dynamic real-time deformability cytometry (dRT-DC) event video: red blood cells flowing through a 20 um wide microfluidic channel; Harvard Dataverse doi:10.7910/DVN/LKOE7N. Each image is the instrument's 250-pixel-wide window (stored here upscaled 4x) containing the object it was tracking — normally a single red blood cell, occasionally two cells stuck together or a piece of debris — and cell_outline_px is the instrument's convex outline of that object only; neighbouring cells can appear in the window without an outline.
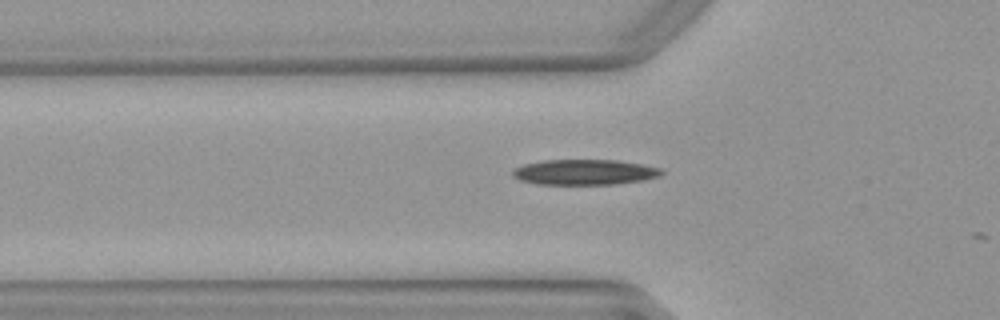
{"species": "Egyptian fruit bat (a non-hibernating species)", "species_latin": "Rousettus aegyptiacus", "temperature_condition": "warm", "stored_images_in_passage": 28, "camera_frame_rate_fps": 3000, "um_per_image_px": 0.085, "animal": {"sex": "female"}, "frame": {"image": 1, "passage_image": 3, "time_ms": 0.667, "image_size_px": [1000, 320], "cell_outline_px": [[664, 172], [660, 176], [644, 180], [616, 184], [536, 184], [520, 180], [512, 176], [512, 168], [524, 164], [544, 160], [616, 160], [664, 168]], "centroid_in_image_um": [49.69, 14.63], "position_along_channel_um": 76.1, "area_um2": 22.2}}
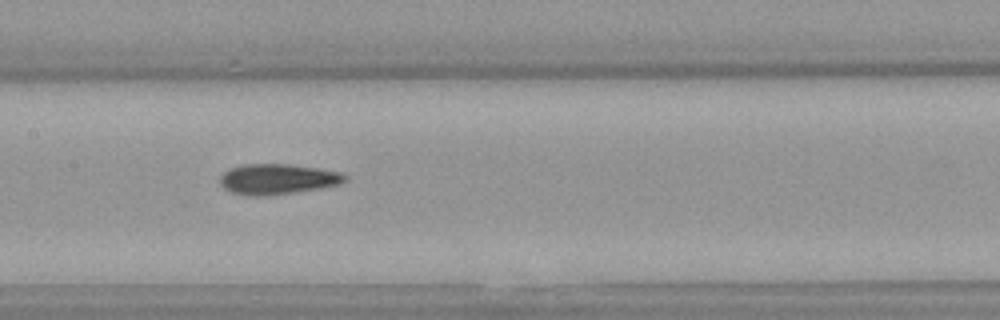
{"frame": {"image": 2, "passage_image": 11, "time_ms": 3.333, "image_size_px": [1000, 320], "cell_outline_px": [[348, 180], [340, 184], [320, 188], [264, 196], [256, 196], [232, 192], [224, 188], [220, 184], [220, 176], [228, 168], [240, 164], [288, 164], [316, 168], [340, 172], [348, 176]], "centroid_in_image_um": [23.58, 15.21], "position_along_channel_um": 183.8, "area_um2": 22.08}}
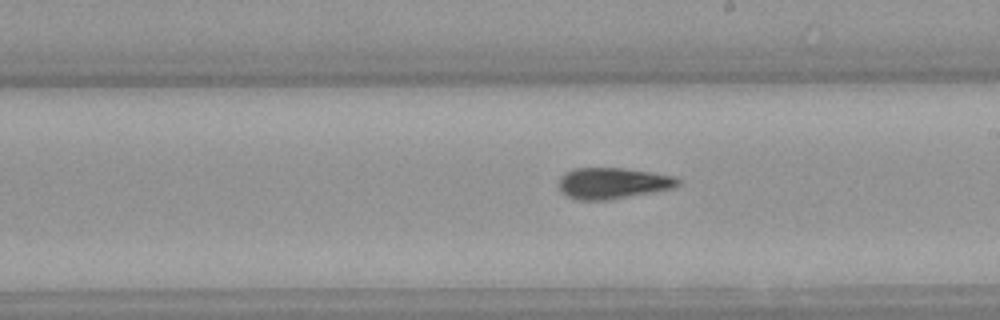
{"frame": {"image": 3, "passage_image": 15, "time_ms": 4.667, "image_size_px": [1000, 320], "cell_outline_px": [[680, 184], [676, 188], [608, 200], [576, 200], [560, 192], [556, 184], [560, 176], [564, 172], [572, 168], [624, 168], [676, 176], [680, 180]], "centroid_in_image_um": [52.05, 15.57], "position_along_channel_um": 237.0, "area_um2": 22.08}}